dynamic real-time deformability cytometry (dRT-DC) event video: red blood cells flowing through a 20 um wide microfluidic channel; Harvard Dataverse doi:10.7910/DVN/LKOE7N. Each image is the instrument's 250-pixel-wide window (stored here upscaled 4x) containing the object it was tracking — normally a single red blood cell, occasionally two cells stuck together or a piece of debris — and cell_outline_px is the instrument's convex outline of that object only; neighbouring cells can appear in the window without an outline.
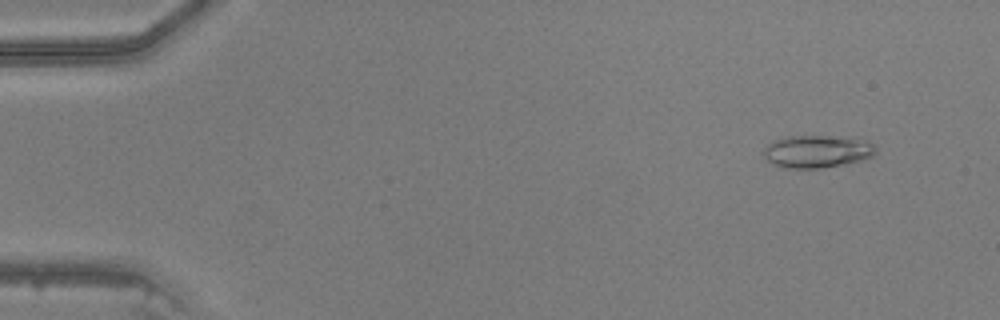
{"species": "common noctule bat (a hibernating species)", "species_latin": "Nyctalus noctula", "temperature_condition": "warm", "stored_images_in_passage": 47, "camera_frame_rate_fps": 3000, "um_per_image_px": 0.085, "animal": {"sex": "male", "body_mass_g": 20.5, "forearm_length_mm": 52.5}, "frame": {"image": 1, "passage_image": 4, "time_ms": 1.0, "image_size_px": [1000, 320], "cell_outline_px": [[876, 152], [872, 156], [848, 164], [820, 168], [784, 168], [772, 164], [764, 156], [764, 148], [768, 144], [776, 140], [788, 136], [860, 136], [876, 144]], "centroid_in_image_um": [69.54, 12.85], "position_along_channel_um": 15.5, "area_um2": 21.79}}
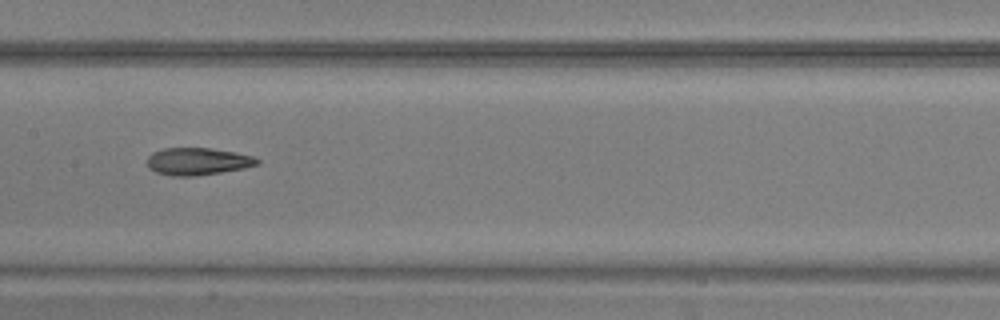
{"frame": {"image": 2, "passage_image": 24, "time_ms": 7.667, "image_size_px": [1000, 320], "cell_outline_px": [[260, 164], [244, 168], [196, 176], [168, 176], [156, 172], [148, 168], [148, 156], [152, 152], [164, 148], [212, 148], [236, 152], [252, 156], [260, 160]], "centroid_in_image_um": [16.8, 13.72], "position_along_channel_um": 190.6, "area_um2": 17.63}}
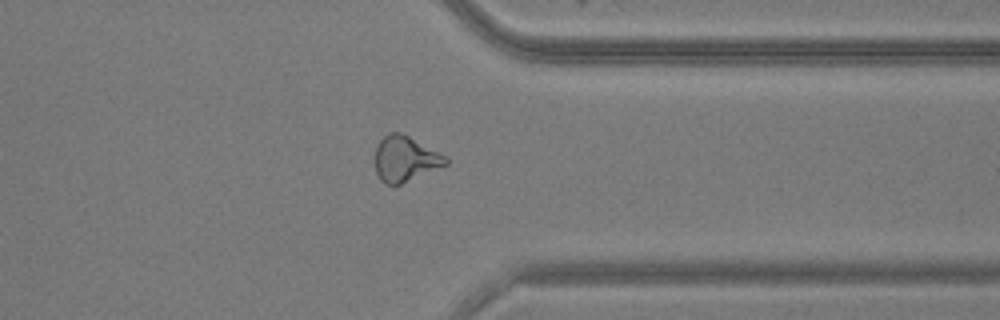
{"frame": {"image": 3, "passage_image": 37, "time_ms": 12.0, "image_size_px": [1000, 320], "cell_outline_px": [[448, 164], [400, 184], [388, 184], [380, 180], [376, 172], [376, 148], [380, 140], [388, 132], [400, 132], [448, 156]], "centroid_in_image_um": [34.46, 13.49], "position_along_channel_um": 376.9, "area_um2": 18.5}}